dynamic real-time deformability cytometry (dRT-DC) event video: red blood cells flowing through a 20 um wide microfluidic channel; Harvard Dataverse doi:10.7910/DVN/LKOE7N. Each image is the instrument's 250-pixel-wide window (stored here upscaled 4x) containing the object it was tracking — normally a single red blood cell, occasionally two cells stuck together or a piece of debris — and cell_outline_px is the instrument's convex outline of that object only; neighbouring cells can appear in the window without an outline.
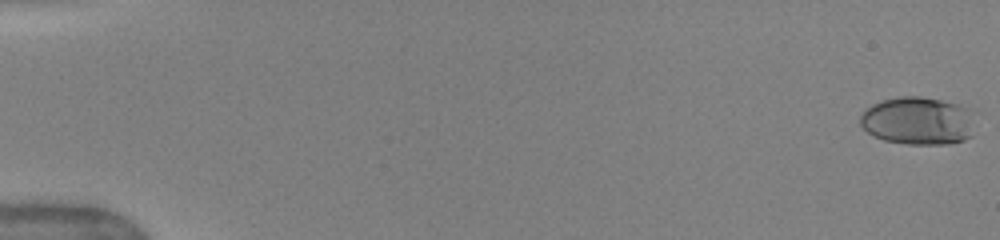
{"species": "human", "species_latin": "Homo sapiens", "temperature_condition": "warm", "stored_images_in_passage": 21, "camera_frame_rate_fps": 3000, "um_per_image_px": 0.085, "donor": {"sex": "female"}, "frame": {"image": 1, "passage_image": 1, "time_ms": 0.0, "image_size_px": [1000, 240], "cell_outline_px": [[972, 136], [964, 140], [948, 144], [908, 144], [884, 140], [868, 132], [860, 124], [860, 116], [872, 104], [880, 100], [900, 96], [920, 96], [940, 100], [956, 104], [968, 108]], "centroid_in_image_um": [77.97, 10.27], "position_along_channel_um": 7.0, "area_um2": 31.62}}
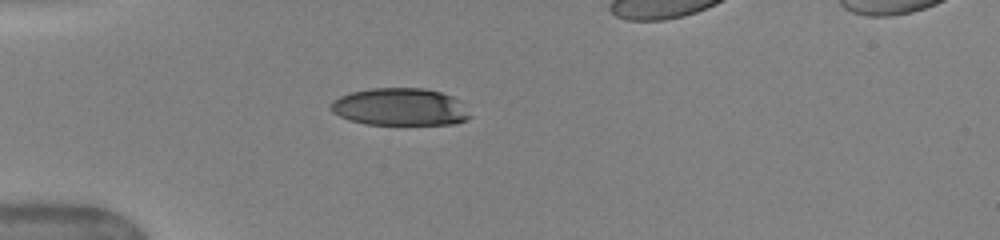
{"frame": {"image": 2, "passage_image": 14, "time_ms": 5.0, "image_size_px": [1000, 240], "cell_outline_px": [[472, 116], [468, 120], [456, 124], [364, 124], [340, 116], [332, 112], [332, 100], [340, 96], [352, 92], [372, 88], [424, 88], [440, 92], [452, 96], [460, 100]], "centroid_in_image_um": [34.06, 9.09], "position_along_channel_um": 50.9, "area_um2": 30.35}}